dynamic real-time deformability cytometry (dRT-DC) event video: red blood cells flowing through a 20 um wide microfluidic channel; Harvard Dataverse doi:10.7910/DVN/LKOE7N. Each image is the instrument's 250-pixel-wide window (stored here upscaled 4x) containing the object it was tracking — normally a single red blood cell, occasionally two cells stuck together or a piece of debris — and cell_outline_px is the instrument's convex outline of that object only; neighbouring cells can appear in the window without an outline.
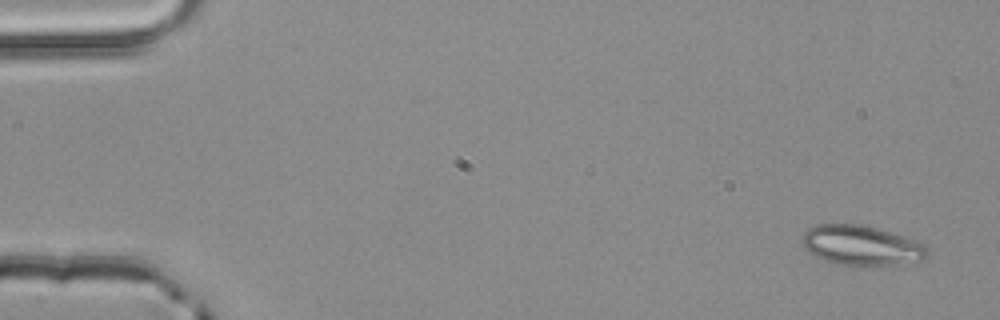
{"species": "common noctule bat (a hibernating species)", "species_latin": "Nyctalus noctula", "temperature_condition": "room temperature", "stored_images_in_passage": 3, "segment_of_instrument_passage": [2, 2], "camera_frame_rate_fps": 3000, "um_per_image_px": 0.085, "animal": {"sex": "male", "body_mass_g": 20.4}, "frame": {"image": 1, "passage_image": 3, "time_ms": 0.667, "image_size_px": [1000, 320], "cell_outline_px": [[928, 256], [920, 260], [900, 264], [840, 264], [824, 260], [808, 252], [804, 248], [800, 240], [804, 232], [808, 228], [820, 224], [860, 224], [876, 228], [916, 240], [924, 244], [928, 248]], "centroid_in_image_um": [73.19, 20.84], "position_along_channel_um": 11.8, "area_um2": 28.73}}